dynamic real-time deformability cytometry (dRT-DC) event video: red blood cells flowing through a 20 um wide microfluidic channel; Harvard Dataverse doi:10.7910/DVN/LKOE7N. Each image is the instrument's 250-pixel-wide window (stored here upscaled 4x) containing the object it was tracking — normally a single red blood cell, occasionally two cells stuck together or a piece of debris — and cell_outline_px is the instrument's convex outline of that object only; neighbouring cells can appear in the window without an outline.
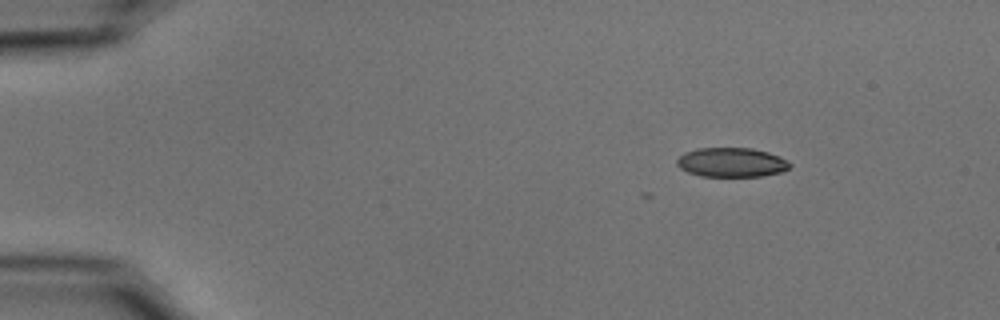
{"species": "common noctule bat (a hibernating species)", "species_latin": "Nyctalus noctula", "temperature_condition": "cold", "stored_images_in_passage": 4, "camera_frame_rate_fps": 3000, "um_per_image_px": 0.085, "animal": {"sex": "male", "body_mass_g": 15.6}, "frame": {"image": 1, "passage_image": 1, "time_ms": 0.0, "image_size_px": [1000, 320], "cell_outline_px": [[792, 164], [784, 172], [760, 176], [700, 176], [688, 172], [680, 168], [676, 164], [676, 160], [684, 152], [696, 148], [752, 148], [768, 152], [780, 156]], "centroid_in_image_um": [62.18, 13.8], "position_along_channel_um": 22.8, "area_um2": 19.42}}